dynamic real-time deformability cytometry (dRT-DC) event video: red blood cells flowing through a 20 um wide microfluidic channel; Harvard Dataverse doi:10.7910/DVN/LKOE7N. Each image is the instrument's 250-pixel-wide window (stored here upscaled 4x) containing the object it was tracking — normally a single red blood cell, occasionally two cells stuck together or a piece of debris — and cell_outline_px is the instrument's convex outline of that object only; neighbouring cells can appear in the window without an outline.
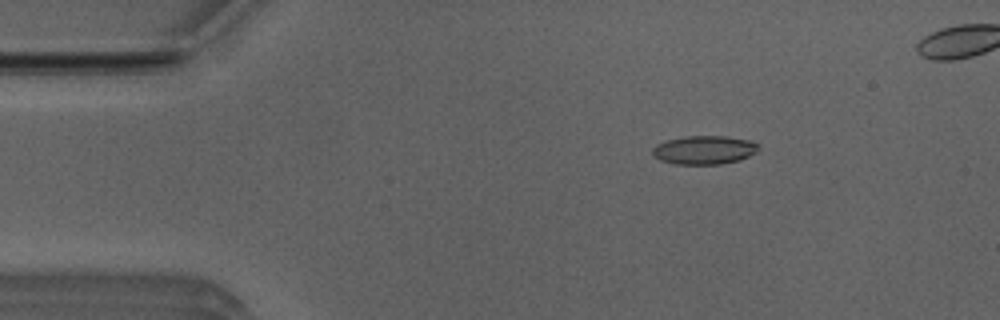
{"species": "Egyptian fruit bat (a non-hibernating species)", "species_latin": "Rousettus aegyptiacus", "temperature_condition": "room temperature", "stored_images_in_passage": 48, "camera_frame_rate_fps": 3000, "um_per_image_px": 0.085, "animal": {"sex": "male"}, "frame": {"image": 1, "passage_image": 7, "time_ms": 2.0, "image_size_px": [1000, 320], "cell_outline_px": [[760, 144], [756, 152], [740, 160], [720, 164], [676, 164], [660, 160], [652, 156], [652, 148], [656, 144], [664, 140], [688, 136], [724, 136], [752, 140]], "centroid_in_image_um": [59.85, 12.74], "position_along_channel_um": 25.2, "area_um2": 17.86}}
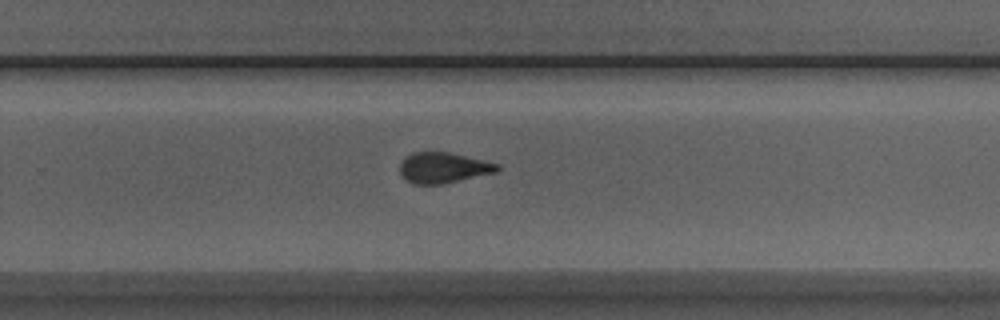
{"frame": {"image": 2, "passage_image": 32, "time_ms": 10.333, "image_size_px": [1000, 320], "cell_outline_px": [[500, 168], [496, 172], [444, 184], [412, 184], [404, 180], [400, 172], [400, 164], [404, 156], [412, 152], [448, 152], [500, 164]], "centroid_in_image_um": [37.64, 14.26], "position_along_channel_um": 292.2, "area_um2": 17.51}}
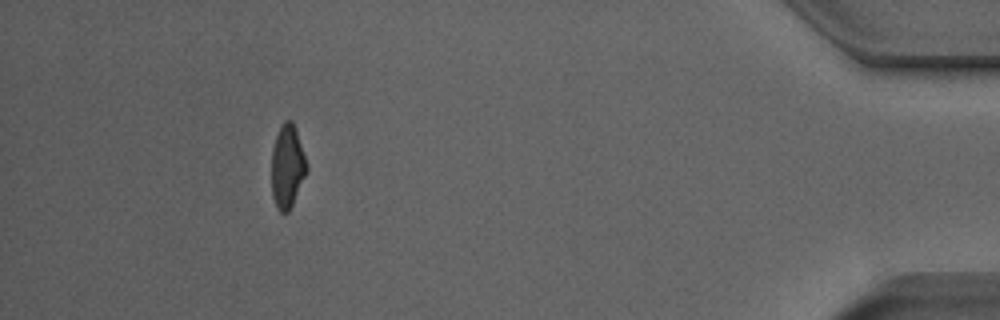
{"frame": {"image": 3, "passage_image": 46, "time_ms": 15.0, "image_size_px": [1000, 320], "cell_outline_px": [[308, 168], [292, 204], [288, 212], [280, 212], [276, 208], [272, 196], [272, 148], [276, 136], [284, 120], [292, 120], [296, 128]], "centroid_in_image_um": [24.41, 14.14], "position_along_channel_um": 410.8, "area_um2": 16.82}, "authors_computed_cell_mechanics": {"area_um2": 17.6868, "velocity_mm_per_s": 3.9456, "shape_relaxation_time_tau1_ms": 7.304, "shape_relaxation_time_tau2_ms": 1.9468, "deformation_change_tau1": 0.2012, "deformation_change_tau2": 0.0927}}